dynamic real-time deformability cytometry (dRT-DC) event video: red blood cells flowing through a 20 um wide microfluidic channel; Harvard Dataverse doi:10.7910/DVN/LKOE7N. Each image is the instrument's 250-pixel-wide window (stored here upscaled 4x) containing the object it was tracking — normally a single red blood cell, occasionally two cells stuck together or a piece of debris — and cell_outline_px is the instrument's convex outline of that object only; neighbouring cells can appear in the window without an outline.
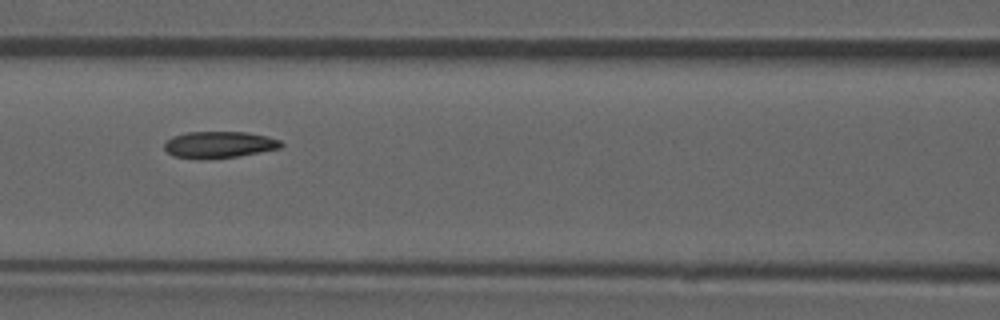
{"species": "common noctule bat (a hibernating species)", "species_latin": "Nyctalus noctula", "temperature_condition": "room temperature", "stored_images_in_passage": 52, "camera_frame_rate_fps": 3000, "um_per_image_px": 0.085, "animal": {"sex": "male", "forearm_length_mm": 52.5}, "frame": {"image": 1, "passage_image": 23, "time_ms": 7.333, "image_size_px": [1000, 320], "cell_outline_px": [[284, 144], [280, 148], [240, 156], [200, 160], [196, 160], [172, 156], [164, 148], [164, 144], [172, 136], [188, 132], [244, 132], [268, 136], [280, 140]], "centroid_in_image_um": [18.61, 12.31], "position_along_channel_um": 148.0, "area_um2": 18.32}, "authors_computed_cell_mechanics": {"area_um2": 18.4671, "velocity_mm_per_s": 3.8898, "shape_relaxation_time_tau1_ms": null, "shape_relaxation_time_tau2_ms": 3.5232, "deformation_change_tau1": null, "deformation_change_tau2": 0.0893}}